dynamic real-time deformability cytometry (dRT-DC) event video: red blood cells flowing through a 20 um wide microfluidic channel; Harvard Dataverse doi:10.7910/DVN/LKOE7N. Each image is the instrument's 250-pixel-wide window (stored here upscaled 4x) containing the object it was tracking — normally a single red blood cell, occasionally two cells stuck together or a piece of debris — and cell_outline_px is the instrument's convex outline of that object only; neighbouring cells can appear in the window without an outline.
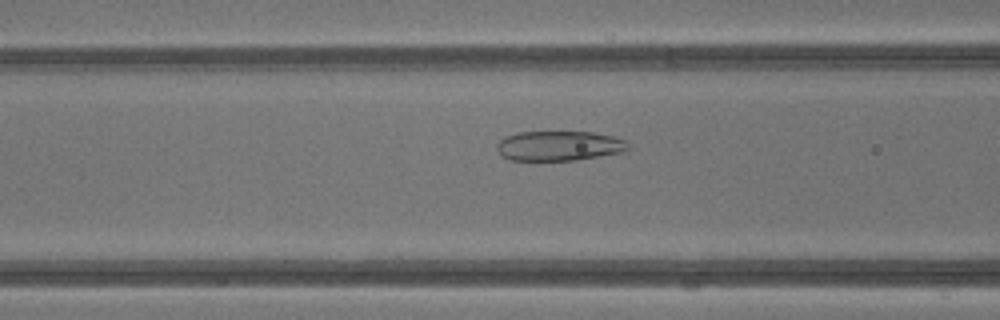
{"species": "common noctule bat (a hibernating species)", "species_latin": "Nyctalus noctula", "temperature_condition": "warm", "stored_images_in_passage": 41, "camera_frame_rate_fps": 3000, "um_per_image_px": 0.085, "animal": {"sex": "male", "body_mass_g": 13.3}, "frame": {"image": 1, "passage_image": 16, "time_ms": 5.0, "image_size_px": [1000, 320], "cell_outline_px": [[632, 148], [624, 152], [576, 160], [512, 160], [504, 156], [496, 148], [496, 144], [504, 136], [516, 132], [592, 132], [612, 136], [624, 140]], "centroid_in_image_um": [47.54, 12.39], "position_along_channel_um": 119.1, "area_um2": 22.83}}
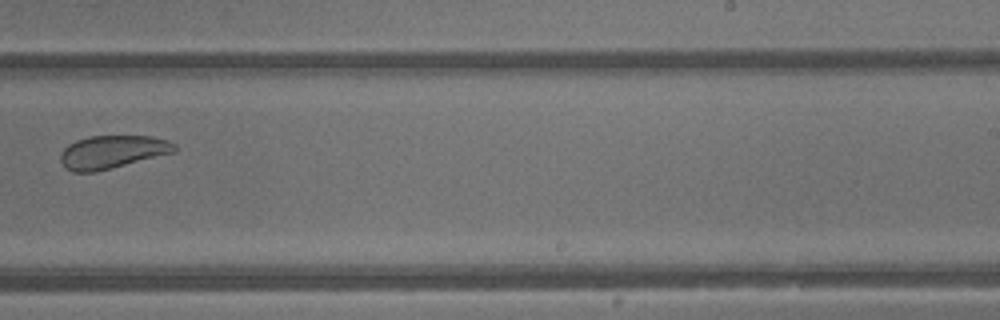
{"frame": {"image": 2, "passage_image": 26, "time_ms": 8.333, "image_size_px": [1000, 320], "cell_outline_px": [[176, 152], [96, 172], [72, 172], [64, 168], [60, 160], [60, 152], [68, 144], [76, 140], [88, 136], [152, 136], [168, 140], [176, 144]], "centroid_in_image_um": [9.53, 12.92], "position_along_channel_um": 279.5, "area_um2": 22.25}}
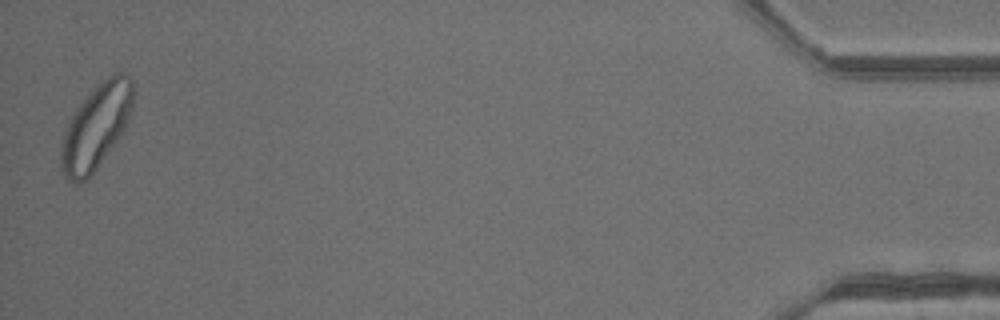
{"frame": {"image": 3, "passage_image": 41, "time_ms": 13.333, "image_size_px": [1000, 320], "cell_outline_px": [[132, 108], [124, 128], [116, 140], [96, 168], [84, 180], [76, 184], [68, 180], [64, 176], [60, 168], [60, 144], [64, 132], [72, 116], [80, 104], [96, 84], [100, 80], [112, 72], [124, 72], [132, 80]], "centroid_in_image_um": [8.13, 10.74], "position_along_channel_um": 427.1, "area_um2": 35.08}}